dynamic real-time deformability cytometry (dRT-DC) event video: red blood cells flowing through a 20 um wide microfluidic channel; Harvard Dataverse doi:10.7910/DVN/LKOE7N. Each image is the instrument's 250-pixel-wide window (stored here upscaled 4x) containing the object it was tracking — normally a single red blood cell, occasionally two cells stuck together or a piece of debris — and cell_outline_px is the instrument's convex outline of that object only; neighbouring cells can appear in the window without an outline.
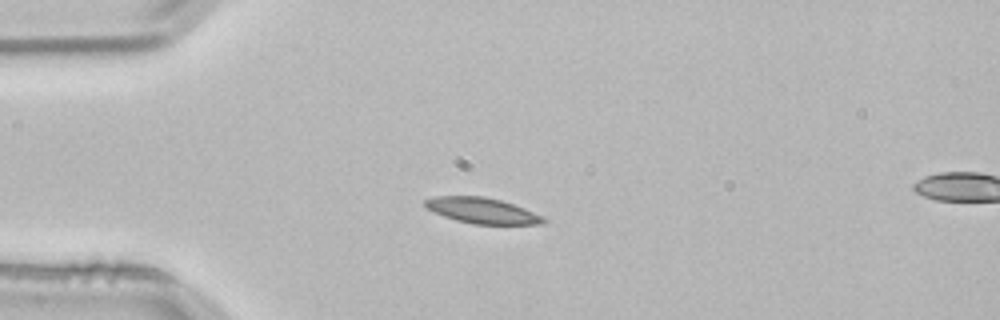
{"species": "common noctule bat (a hibernating species)", "species_latin": "Nyctalus noctula", "temperature_condition": "room temperature", "stored_images_in_passage": 3, "segment_of_instrument_passage": [1, 2], "camera_frame_rate_fps": 3000, "um_per_image_px": 0.085, "animal": {"sex": "male", "body_mass_g": 21.5, "forearm_length_mm": 52.0}, "frame": {"image": 1, "passage_image": 2, "time_ms": 0.333, "image_size_px": [1000, 320], "cell_outline_px": [[548, 220], [544, 224], [472, 224], [456, 220], [432, 212], [424, 204], [424, 200], [436, 196], [484, 196], [500, 200], [524, 208]], "centroid_in_image_um": [40.95, 17.9], "position_along_channel_um": 44.0, "area_um2": 17.57}}